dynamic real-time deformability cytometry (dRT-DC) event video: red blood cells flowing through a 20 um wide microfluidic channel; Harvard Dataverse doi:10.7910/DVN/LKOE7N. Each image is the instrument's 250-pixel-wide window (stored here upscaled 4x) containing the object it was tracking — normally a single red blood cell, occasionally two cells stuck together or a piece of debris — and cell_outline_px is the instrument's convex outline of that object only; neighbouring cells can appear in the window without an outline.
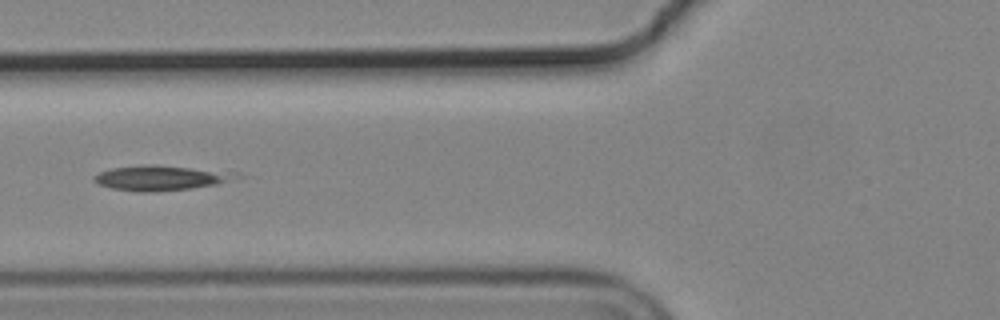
{"species": "common noctule bat (a hibernating species)", "species_latin": "Nyctalus noctula", "temperature_condition": "cold", "stored_images_in_passage": 12, "camera_frame_rate_fps": 3000, "um_per_image_px": 0.085, "animal": {"sex": "male", "body_mass_g": 19.2, "forearm_length_mm": 51.8}, "frame": {"image": 1, "passage_image": 6, "time_ms": 1.667, "image_size_px": [1000, 320], "cell_outline_px": [[244, 176], [216, 184], [192, 188], [156, 192], [144, 192], [112, 188], [100, 184], [92, 180], [92, 176], [100, 172], [112, 168], [148, 164], [156, 164], [240, 172]], "centroid_in_image_um": [13.73, 15.11], "position_along_channel_um": 112.1, "area_um2": 20.87}}
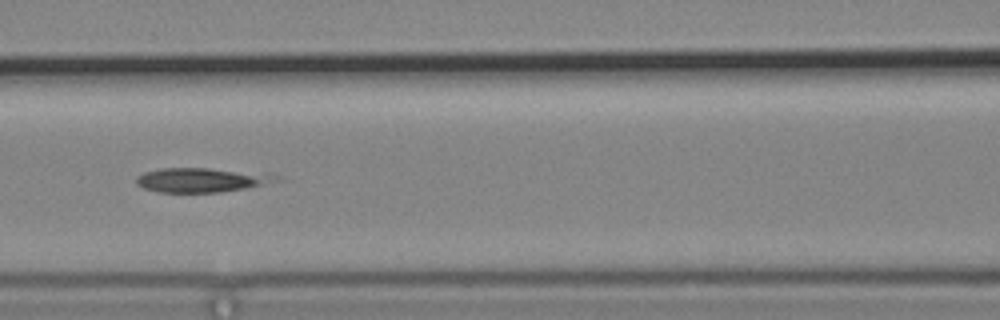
{"frame": {"image": 2, "passage_image": 9, "time_ms": 2.667, "image_size_px": [1000, 320], "cell_outline_px": [[280, 176], [276, 180], [244, 188], [220, 192], [160, 192], [144, 188], [136, 184], [136, 176], [144, 172], [160, 168], [208, 168]], "centroid_in_image_um": [16.95, 15.3], "position_along_channel_um": 149.7, "area_um2": 19.13}}